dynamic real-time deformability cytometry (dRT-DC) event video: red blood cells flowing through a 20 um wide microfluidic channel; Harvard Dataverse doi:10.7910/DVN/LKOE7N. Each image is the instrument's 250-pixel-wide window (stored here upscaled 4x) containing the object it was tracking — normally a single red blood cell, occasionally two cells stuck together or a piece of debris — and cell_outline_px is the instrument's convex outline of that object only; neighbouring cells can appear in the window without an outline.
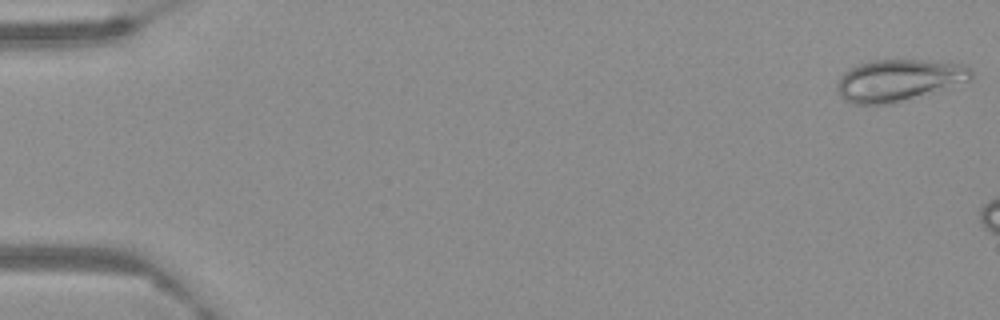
{"species": "Egyptian fruit bat (a non-hibernating species)", "species_latin": "Rousettus aegyptiacus", "temperature_condition": "warm", "stored_images_in_passage": 10, "camera_frame_rate_fps": 3000, "um_per_image_px": 0.085, "frame": {"image": 1, "passage_image": 1, "time_ms": 0.0, "image_size_px": [1000, 320], "cell_outline_px": [[972, 76], [968, 80], [892, 104], [852, 104], [844, 100], [840, 96], [836, 88], [836, 84], [840, 76], [848, 68], [856, 64], [868, 60], [924, 60], [964, 64], [972, 68]], "centroid_in_image_um": [76.3, 6.8], "position_along_channel_um": 8.7, "area_um2": 32.54}}